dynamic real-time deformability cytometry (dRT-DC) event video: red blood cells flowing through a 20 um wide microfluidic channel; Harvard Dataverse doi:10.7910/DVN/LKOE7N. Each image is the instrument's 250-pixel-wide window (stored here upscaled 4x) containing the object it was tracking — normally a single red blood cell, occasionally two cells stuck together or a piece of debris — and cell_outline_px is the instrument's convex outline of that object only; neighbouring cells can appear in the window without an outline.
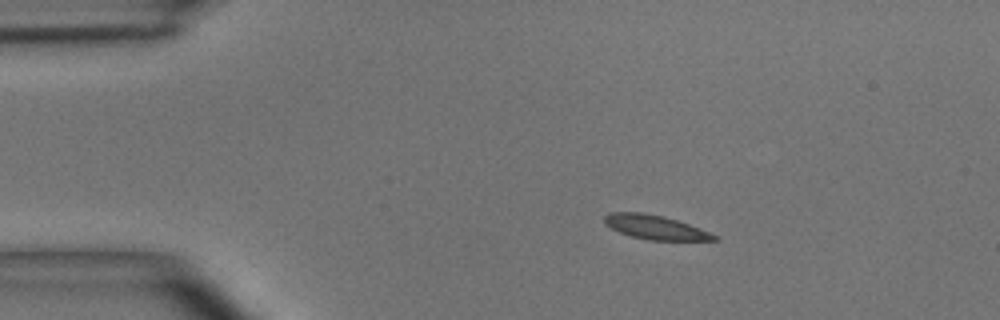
{"species": "common noctule bat (a hibernating species)", "species_latin": "Nyctalus noctula", "temperature_condition": "room temperature", "stored_images_in_passage": 42, "camera_frame_rate_fps": 3000, "um_per_image_px": 0.085, "animal": {"sex": "male", "body_mass_g": 15.6}, "frame": {"image": 1, "passage_image": 1, "time_ms": 0.0, "image_size_px": [1000, 320], "cell_outline_px": [[720, 240], [648, 240], [632, 236], [620, 232], [604, 224], [604, 216], [608, 212], [640, 212], [664, 216], [688, 224], [720, 236]], "centroid_in_image_um": [55.7, 19.31], "position_along_channel_um": 29.3, "area_um2": 15.37}}
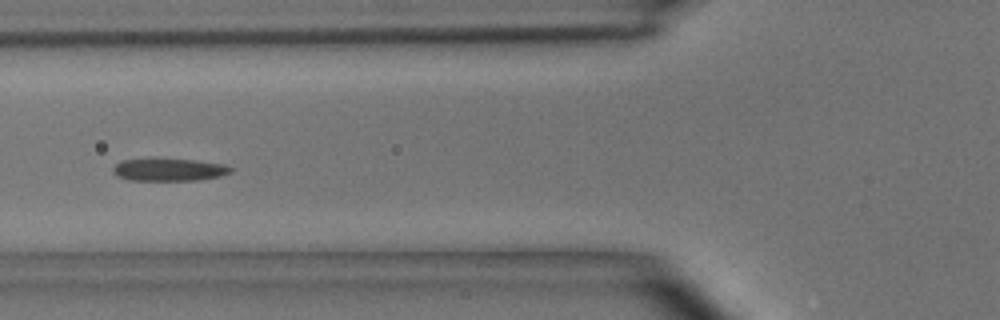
{"frame": {"image": 2, "passage_image": 11, "time_ms": 3.333, "image_size_px": [1000, 320], "cell_outline_px": [[232, 172], [220, 176], [200, 180], [128, 180], [116, 176], [112, 172], [112, 168], [120, 160], [196, 160], [224, 164], [232, 168]], "centroid_in_image_um": [14.37, 14.44], "position_along_channel_um": 111.4, "area_um2": 15.2}}
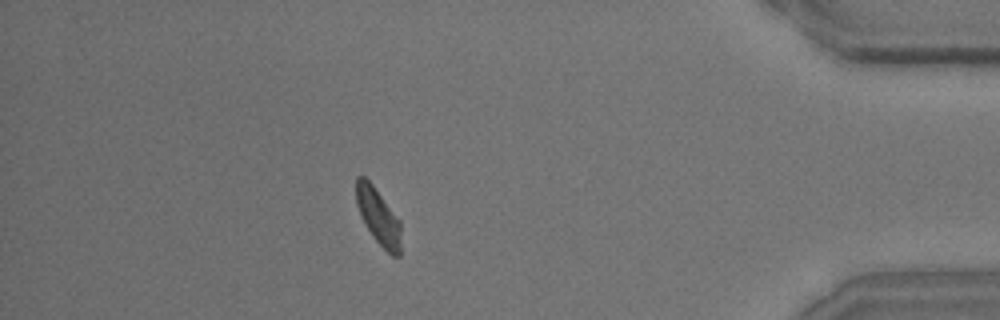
{"frame": {"image": 3, "passage_image": 36, "time_ms": 11.667, "image_size_px": [1000, 320], "cell_outline_px": [[400, 256], [392, 256], [372, 236], [364, 224], [360, 216], [356, 204], [356, 176], [364, 176], [372, 184], [400, 220]], "centroid_in_image_um": [32.14, 18.4], "position_along_channel_um": 403.1, "area_um2": 14.62}, "authors_computed_cell_mechanics": {"area_um2": 15.5193, "velocity_mm_per_s": 4.0277, "shape_relaxation_time_tau1_ms": 4.7764, "shape_relaxation_time_tau2_ms": 1.699, "deformation_change_tau1": 0.1403, "deformation_change_tau2": 0.0621}}